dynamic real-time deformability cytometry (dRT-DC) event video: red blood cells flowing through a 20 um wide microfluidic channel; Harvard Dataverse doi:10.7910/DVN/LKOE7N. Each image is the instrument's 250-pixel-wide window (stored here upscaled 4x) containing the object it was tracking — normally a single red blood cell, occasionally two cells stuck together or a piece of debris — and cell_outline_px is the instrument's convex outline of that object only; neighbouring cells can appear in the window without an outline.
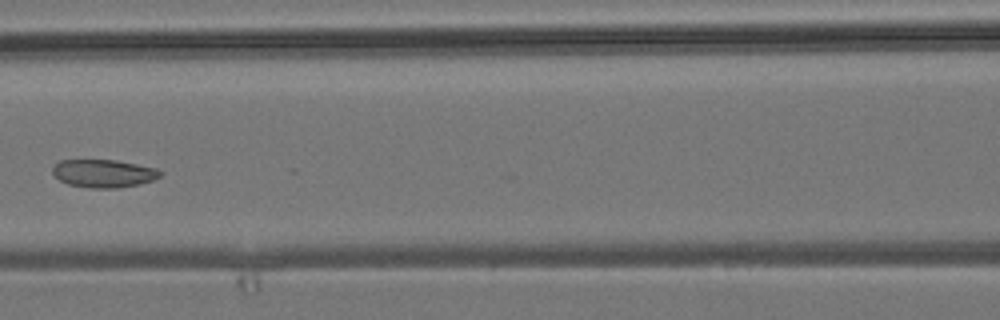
{"species": "common noctule bat (a hibernating species)", "species_latin": "Nyctalus noctula", "temperature_condition": "room temperature", "stored_images_in_passage": 7, "camera_frame_rate_fps": 3000, "um_per_image_px": 0.085, "animal": {"sex": "male", "body_mass_g": 19.2, "forearm_length_mm": 51.8}, "frame": {"image": 1, "passage_image": 7, "time_ms": 6.667, "image_size_px": [1000, 320], "cell_outline_px": [[164, 172], [160, 176], [152, 180], [140, 184], [120, 188], [88, 188], [68, 184], [60, 180], [52, 172], [52, 168], [60, 160], [116, 160], [156, 168]], "centroid_in_image_um": [8.82, 14.75], "position_along_channel_um": 157.8, "area_um2": 17.57}}